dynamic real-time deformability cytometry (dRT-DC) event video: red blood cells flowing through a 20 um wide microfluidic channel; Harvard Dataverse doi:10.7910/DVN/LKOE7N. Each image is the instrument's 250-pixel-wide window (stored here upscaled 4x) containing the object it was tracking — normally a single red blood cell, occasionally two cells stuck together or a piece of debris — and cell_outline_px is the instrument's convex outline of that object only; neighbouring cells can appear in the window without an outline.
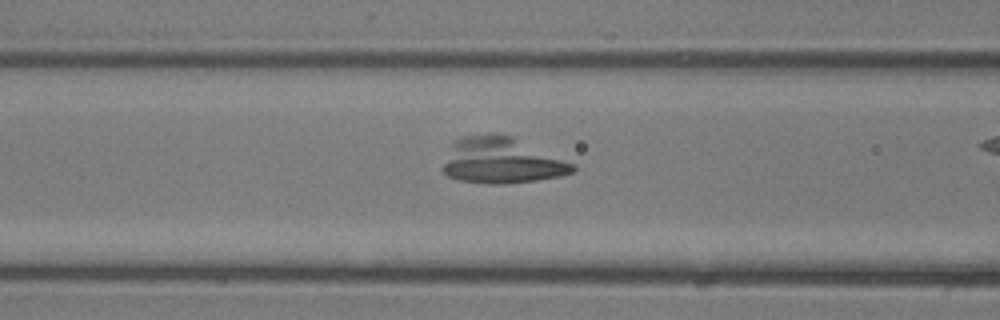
{"species": "common noctule bat (a hibernating species)", "species_latin": "Nyctalus noctula", "temperature_condition": "room temperature", "stored_images_in_passage": 9, "camera_frame_rate_fps": 3000, "um_per_image_px": 0.085, "animal": {"sex": "male", "body_mass_g": 13.3}, "frame": {"image": 1, "passage_image": 9, "time_ms": 2.667, "image_size_px": [1000, 320], "cell_outline_px": [[576, 168], [572, 172], [560, 176], [536, 180], [504, 184], [488, 184], [460, 180], [448, 176], [440, 168], [452, 144], [456, 140], [464, 136], [496, 132], [512, 136], [572, 164]], "centroid_in_image_um": [42.56, 13.65], "position_along_channel_um": 124.0, "area_um2": 34.51}}